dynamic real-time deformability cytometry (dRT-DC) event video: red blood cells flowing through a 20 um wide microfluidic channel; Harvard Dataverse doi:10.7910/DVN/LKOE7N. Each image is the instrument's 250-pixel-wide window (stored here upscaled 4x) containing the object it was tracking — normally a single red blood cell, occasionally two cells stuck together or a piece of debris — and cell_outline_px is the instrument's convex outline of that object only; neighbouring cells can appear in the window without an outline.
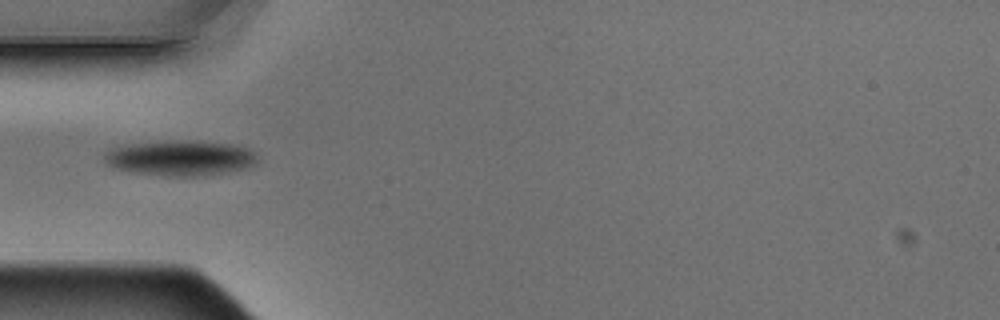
{"species": "Egyptian fruit bat (a non-hibernating species)", "species_latin": "Rousettus aegyptiacus", "temperature_condition": "warm", "stored_images_in_passage": 6, "camera_frame_rate_fps": 3000, "um_per_image_px": 0.085, "animal": {"sex": "male"}, "frame": {"image": 1, "passage_image": 5, "time_ms": 1.333, "image_size_px": [1000, 320], "cell_outline_px": [[256, 164], [244, 168], [196, 176], [168, 176], [136, 172], [112, 168], [104, 160], [104, 156], [108, 152], [116, 148], [132, 144], [188, 140], [200, 140], [232, 144], [248, 148], [256, 156]], "centroid_in_image_um": [15.35, 13.42], "position_along_channel_um": 69.6, "area_um2": 30.75}}
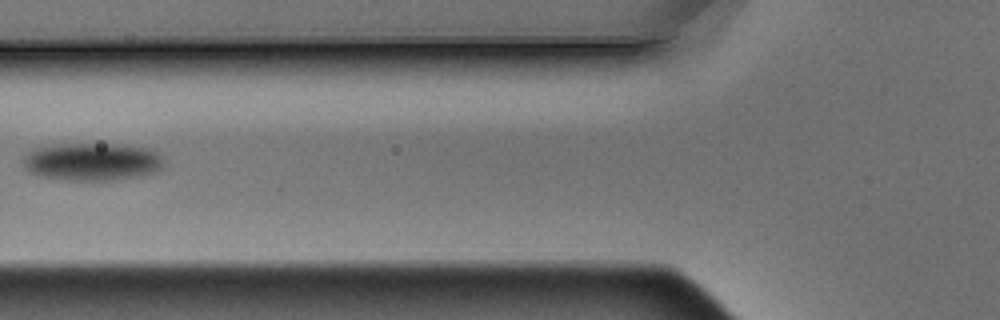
{"frame": {"image": 2, "passage_image": 6, "time_ms": 1.667, "image_size_px": [1000, 320], "cell_outline_px": [[164, 156], [160, 168], [156, 172], [116, 180], [68, 180], [40, 176], [32, 172], [24, 164], [24, 160], [28, 152], [32, 148], [60, 144], [112, 144], [148, 148]], "centroid_in_image_um": [7.85, 13.74], "position_along_channel_um": 117.9, "area_um2": 30.63}}